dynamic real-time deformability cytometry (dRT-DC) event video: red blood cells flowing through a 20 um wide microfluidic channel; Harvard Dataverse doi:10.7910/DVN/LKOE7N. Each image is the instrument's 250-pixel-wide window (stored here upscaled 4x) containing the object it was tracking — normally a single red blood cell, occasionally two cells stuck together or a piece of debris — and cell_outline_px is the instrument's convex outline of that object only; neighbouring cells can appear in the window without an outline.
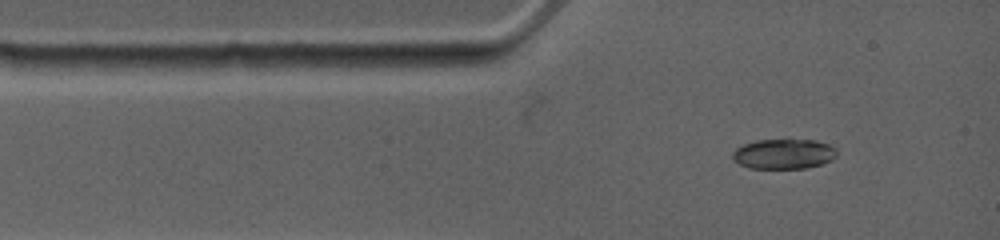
{"species": "common noctule bat (a hibernating species)", "species_latin": "Nyctalus noctula", "temperature_condition": "warm", "stored_images_in_passage": 2, "camera_frame_rate_fps": 4500, "um_per_image_px": 0.085, "animal": {"sex": "female", "body_mass_g": 19.0, "forearm_length_mm": 53.3}, "frame": {"image": 1, "passage_image": 1, "time_ms": 0.0, "image_size_px": [1000, 240], "cell_outline_px": [[836, 156], [832, 160], [820, 164], [804, 168], [748, 168], [732, 160], [732, 152], [736, 148], [744, 144], [756, 140], [788, 136], [816, 140], [828, 144], [836, 148]], "centroid_in_image_um": [66.61, 13.02], "position_along_channel_um": 18.4, "area_um2": 19.07}}